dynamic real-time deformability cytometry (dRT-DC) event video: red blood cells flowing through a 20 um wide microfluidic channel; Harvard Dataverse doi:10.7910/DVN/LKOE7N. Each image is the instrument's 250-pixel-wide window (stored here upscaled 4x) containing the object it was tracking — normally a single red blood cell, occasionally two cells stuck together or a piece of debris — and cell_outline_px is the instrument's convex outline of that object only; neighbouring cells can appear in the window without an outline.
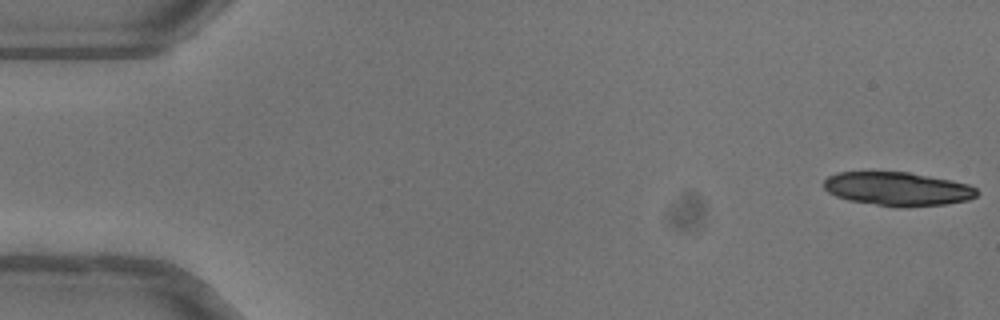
{"species": "common noctule bat (a hibernating species)", "species_latin": "Nyctalus noctula", "temperature_condition": "warm", "stored_images_in_passage": 52, "camera_frame_rate_fps": 3000, "um_per_image_px": 0.085, "animal": {"sex": "female"}, "frame": {"image": 1, "passage_image": 1, "time_ms": 0.0, "image_size_px": [1000, 320], "cell_outline_px": [[980, 192], [976, 196], [968, 200], [948, 204], [908, 208], [896, 208], [848, 200], [836, 196], [828, 192], [824, 188], [824, 180], [828, 176], [836, 172], [908, 172], [952, 180], [968, 184], [976, 188]], "centroid_in_image_um": [76.32, 16.07], "position_along_channel_um": 8.7, "area_um2": 30.52}}
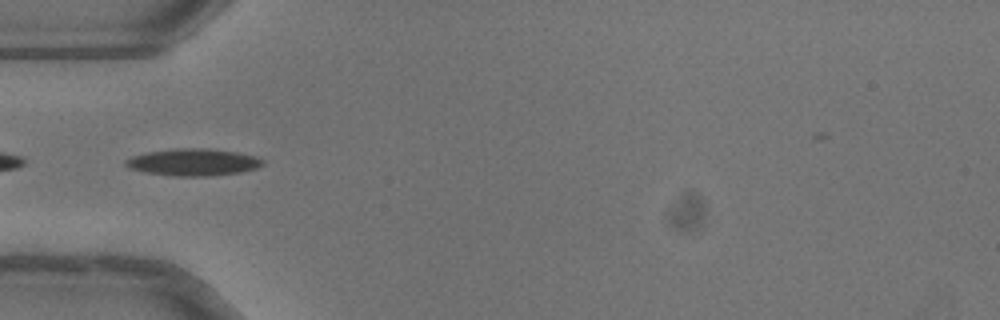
{"frame": {"image": 2, "passage_image": 17, "time_ms": 5.333, "image_size_px": [1000, 320], "cell_outline_px": [[264, 164], [256, 168], [240, 172], [208, 176], [176, 176], [144, 172], [128, 168], [124, 164], [124, 160], [132, 156], [148, 152], [176, 148], [208, 148], [236, 152], [256, 156], [264, 160]], "centroid_in_image_um": [16.41, 13.78], "position_along_channel_um": 68.6, "area_um2": 21.62}}
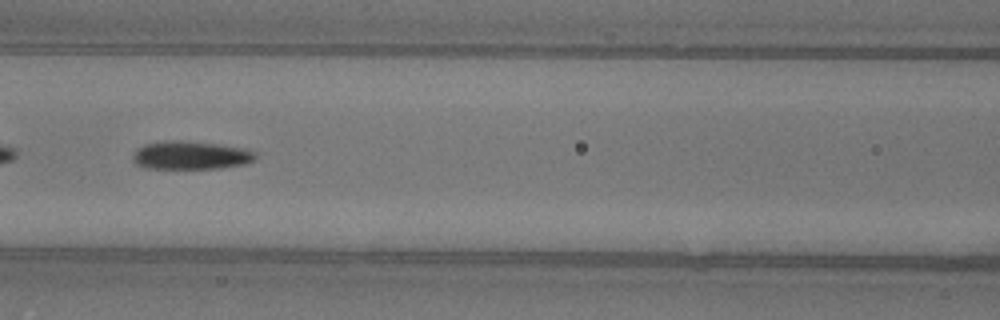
{"frame": {"image": 3, "passage_image": 23, "time_ms": 7.333, "image_size_px": [1000, 320], "cell_outline_px": [[256, 160], [244, 164], [220, 168], [144, 168], [136, 164], [132, 160], [132, 156], [136, 148], [144, 144], [164, 140], [180, 140], [220, 144], [248, 148], [256, 152]], "centroid_in_image_um": [16.22, 13.18], "position_along_channel_um": 150.4, "area_um2": 20.58}, "authors_computed_cell_mechanics": {"area_um2": 20.3456, "velocity_mm_per_s": 4.0484, "shape_relaxation_time_tau1_ms": 3.9384, "shape_relaxation_time_tau2_ms": 4.8553, "deformation_change_tau1": 0.1508, "deformation_change_tau2": 0.1189}}